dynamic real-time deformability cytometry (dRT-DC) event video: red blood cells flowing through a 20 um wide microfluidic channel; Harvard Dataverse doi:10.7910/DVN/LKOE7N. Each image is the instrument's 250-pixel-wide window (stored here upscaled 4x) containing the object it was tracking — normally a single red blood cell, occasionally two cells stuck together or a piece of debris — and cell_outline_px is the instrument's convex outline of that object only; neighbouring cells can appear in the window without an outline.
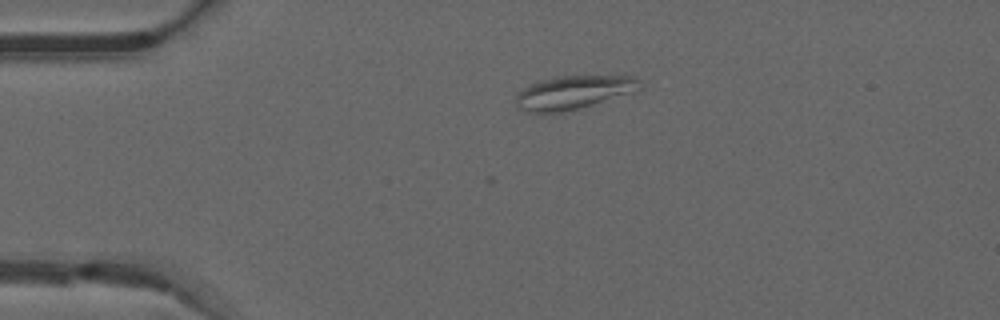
{"species": "common noctule bat (a hibernating species)", "species_latin": "Nyctalus noctula", "temperature_condition": "warm", "stored_images_in_passage": 39, "camera_frame_rate_fps": 3000, "um_per_image_px": 0.085, "animal": {"sex": "male", "forearm_length_mm": 52.5}, "frame": {"image": 1, "passage_image": 1, "time_ms": 0.0, "image_size_px": [1000, 320], "cell_outline_px": [[644, 84], [636, 92], [580, 108], [564, 112], [528, 112], [520, 108], [516, 104], [516, 92], [540, 80], [560, 76], [632, 76], [640, 80]], "centroid_in_image_um": [48.79, 7.85], "position_along_channel_um": 36.2, "area_um2": 24.22}}
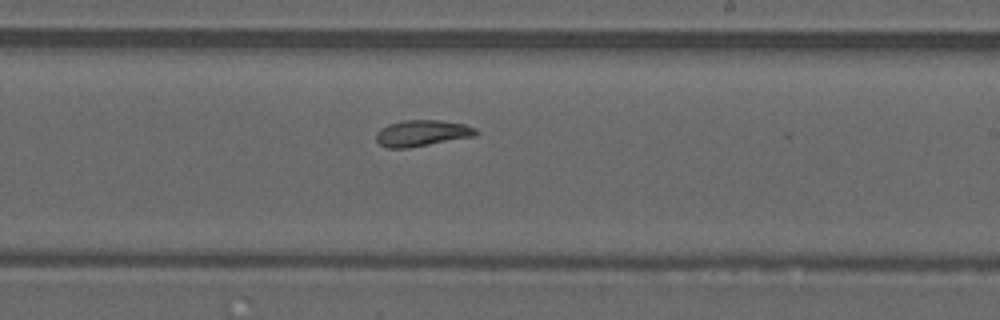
{"frame": {"image": 2, "passage_image": 20, "time_ms": 6.333, "image_size_px": [1000, 320], "cell_outline_px": [[480, 132], [476, 136], [408, 148], [388, 148], [380, 144], [376, 140], [376, 132], [380, 128], [388, 124], [404, 120], [440, 120], [464, 124], [476, 128]], "centroid_in_image_um": [35.89, 11.31], "position_along_channel_um": 253.1, "area_um2": 15.37}}
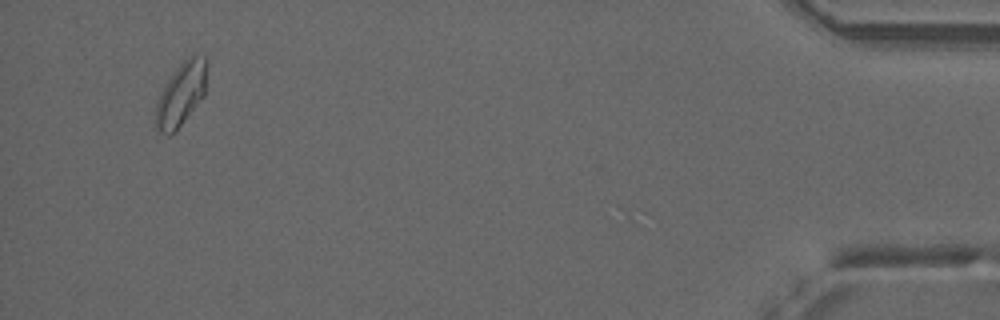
{"frame": {"image": 3, "passage_image": 38, "time_ms": 12.333, "image_size_px": [1000, 320], "cell_outline_px": [[208, 64], [204, 96], [180, 124], [168, 136], [160, 132], [156, 128], [156, 104], [168, 80], [180, 64], [192, 52], [204, 56], [208, 60]], "centroid_in_image_um": [15.44, 7.92], "position_along_channel_um": 419.8, "area_um2": 18.55}}